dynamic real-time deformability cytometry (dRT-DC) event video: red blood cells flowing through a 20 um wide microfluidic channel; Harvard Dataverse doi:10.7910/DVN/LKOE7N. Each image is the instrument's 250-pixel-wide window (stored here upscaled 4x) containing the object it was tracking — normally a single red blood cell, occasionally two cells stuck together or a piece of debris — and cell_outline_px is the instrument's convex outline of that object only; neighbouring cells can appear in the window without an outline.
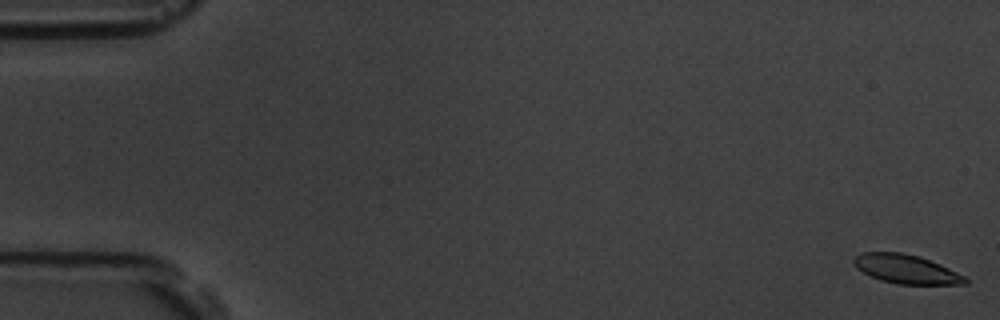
{"species": "common noctule bat (a hibernating species)", "species_latin": "Nyctalus noctula", "temperature_condition": "room temperature", "stored_images_in_passage": 57, "camera_frame_rate_fps": 3000, "um_per_image_px": 0.085, "animal": {"sex": "male", "body_mass_g": 19.5, "forearm_length_mm": 54.6}, "frame": {"image": 1, "passage_image": 1, "time_ms": 0.0, "image_size_px": [1000, 320], "cell_outline_px": [[968, 284], [896, 284], [880, 280], [856, 268], [852, 264], [852, 260], [860, 252], [900, 252], [916, 256], [940, 264], [964, 276], [968, 280]], "centroid_in_image_um": [76.98, 22.87], "position_along_channel_um": 8.0, "area_um2": 18.61}}
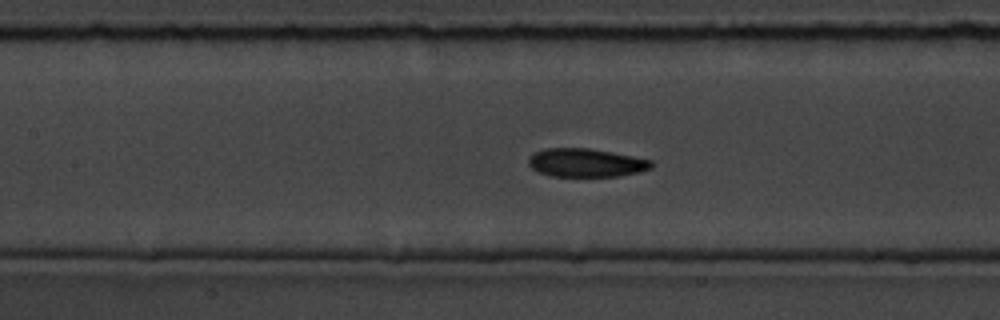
{"frame": {"image": 2, "passage_image": 26, "time_ms": 8.333, "image_size_px": [1000, 320], "cell_outline_px": [[652, 168], [640, 172], [616, 176], [552, 176], [540, 172], [532, 168], [528, 164], [528, 160], [536, 152], [544, 148], [588, 148], [612, 152], [652, 160]], "centroid_in_image_um": [49.83, 13.83], "position_along_channel_um": 157.6, "area_um2": 20.17}}
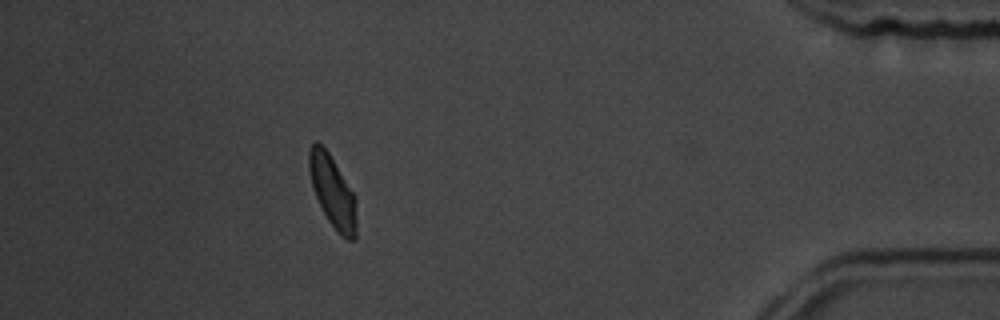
{"frame": {"image": 3, "passage_image": 51, "time_ms": 16.667, "image_size_px": [1000, 320], "cell_outline_px": [[356, 240], [348, 240], [340, 236], [336, 232], [328, 220], [316, 196], [312, 184], [308, 168], [308, 152], [312, 144], [316, 140], [328, 152], [356, 196]], "centroid_in_image_um": [28.29, 16.32], "position_along_channel_um": 406.9, "area_um2": 19.83}, "authors_computed_cell_mechanics": {"area_um2": 20.1144, "velocity_mm_per_s": 3.6013, "shape_relaxation_time_tau1_ms": null, "shape_relaxation_time_tau2_ms": 2.802, "deformation_change_tau1": null, "deformation_change_tau2": 0.0862}}